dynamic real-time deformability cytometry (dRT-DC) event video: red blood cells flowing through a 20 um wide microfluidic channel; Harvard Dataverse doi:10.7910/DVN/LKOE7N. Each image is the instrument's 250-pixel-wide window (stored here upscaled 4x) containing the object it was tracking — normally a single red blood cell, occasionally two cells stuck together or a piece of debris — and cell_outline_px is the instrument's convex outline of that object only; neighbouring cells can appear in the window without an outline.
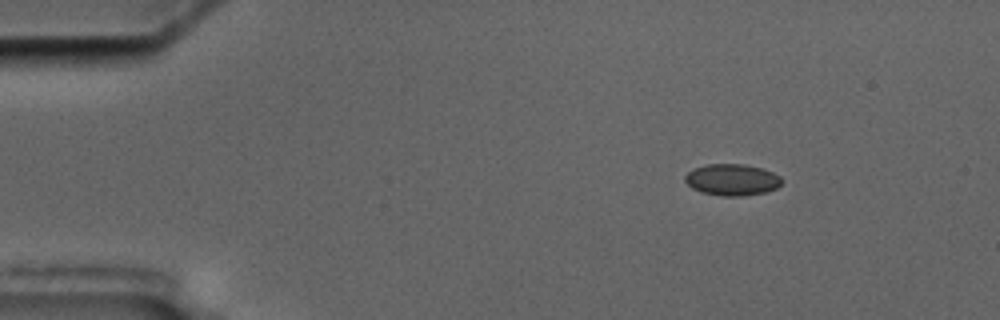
{"species": "common noctule bat (a hibernating species)", "species_latin": "Nyctalus noctula", "temperature_condition": "cold", "stored_images_in_passage": 7, "camera_frame_rate_fps": 3000, "um_per_image_px": 0.085, "animal": {"sex": "male", "body_mass_g": 17.5, "forearm_length_mm": 52.3}, "frame": {"image": 1, "passage_image": 1, "time_ms": 0.0, "image_size_px": [1000, 320], "cell_outline_px": [[784, 180], [776, 188], [764, 192], [740, 196], [724, 196], [700, 192], [692, 188], [684, 180], [684, 176], [692, 168], [708, 164], [744, 164], [764, 168], [780, 176]], "centroid_in_image_um": [62.21, 15.26], "position_along_channel_um": 22.8, "area_um2": 17.86}}
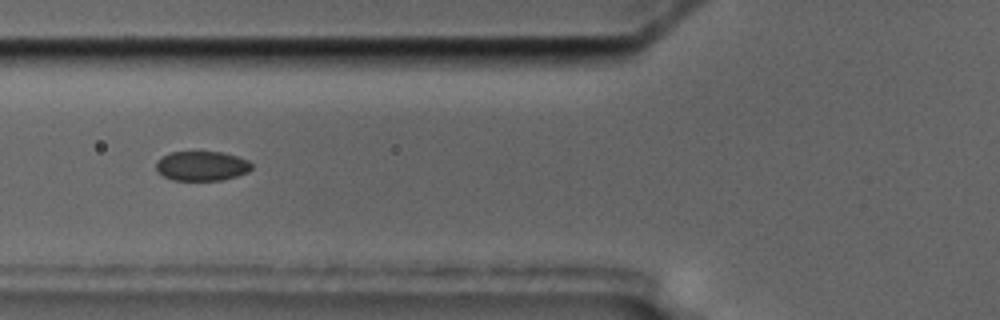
{"frame": {"image": 2, "passage_image": 5, "time_ms": 4.667, "image_size_px": [1000, 320], "cell_outline_px": [[252, 168], [248, 172], [236, 176], [220, 180], [172, 180], [164, 176], [156, 168], [156, 160], [160, 156], [172, 152], [224, 152], [248, 160], [252, 164]], "centroid_in_image_um": [17.14, 14.1], "position_along_channel_um": 108.7, "area_um2": 16.47}}
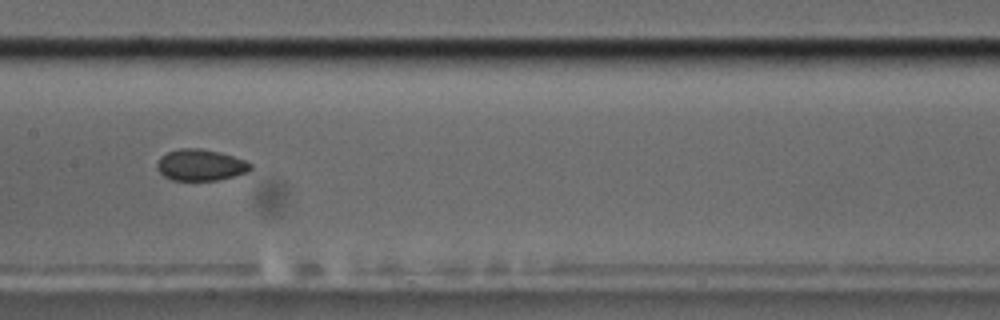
{"frame": {"image": 3, "passage_image": 7, "time_ms": 7.0, "image_size_px": [1000, 320], "cell_outline_px": [[252, 168], [248, 172], [216, 180], [172, 180], [164, 176], [156, 168], [156, 164], [160, 156], [168, 152], [180, 148], [200, 148], [220, 152], [244, 160], [252, 164]], "centroid_in_image_um": [17.02, 14.02], "position_along_channel_um": 190.4, "area_um2": 17.05}}